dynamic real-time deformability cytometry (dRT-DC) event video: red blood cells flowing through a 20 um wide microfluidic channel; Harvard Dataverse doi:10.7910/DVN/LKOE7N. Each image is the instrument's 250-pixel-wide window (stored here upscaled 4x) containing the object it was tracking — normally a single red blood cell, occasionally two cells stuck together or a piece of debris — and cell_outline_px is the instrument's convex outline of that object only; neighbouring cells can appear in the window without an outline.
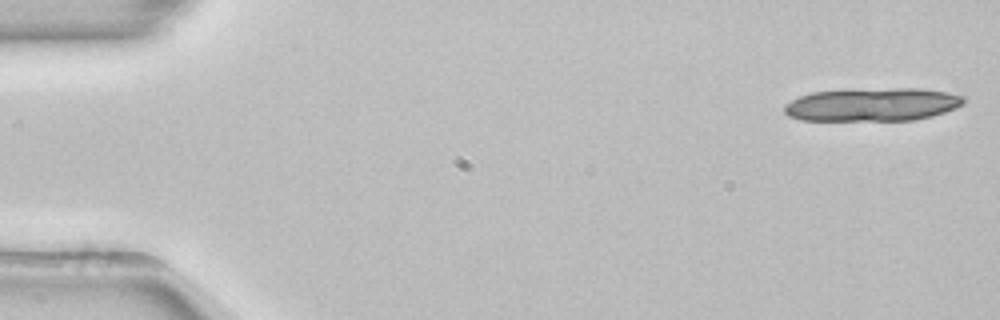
{"species": "common noctule bat (a hibernating species)", "species_latin": "Nyctalus noctula", "temperature_condition": "room temperature", "stored_images_in_passage": 18, "camera_frame_rate_fps": 3000, "um_per_image_px": 0.085, "animal": {"sex": "female", "body_mass_g": 22.7, "forearm_length_mm": 54.2}, "frame": {"image": 1, "passage_image": 1, "time_ms": 0.0, "image_size_px": [1000, 320], "cell_outline_px": [[964, 104], [956, 108], [932, 116], [912, 120], [800, 120], [788, 116], [784, 112], [784, 104], [800, 96], [812, 92], [844, 88], [920, 88], [948, 92], [964, 96]], "centroid_in_image_um": [74.14, 8.86], "position_along_channel_um": 10.9, "area_um2": 35.32}}